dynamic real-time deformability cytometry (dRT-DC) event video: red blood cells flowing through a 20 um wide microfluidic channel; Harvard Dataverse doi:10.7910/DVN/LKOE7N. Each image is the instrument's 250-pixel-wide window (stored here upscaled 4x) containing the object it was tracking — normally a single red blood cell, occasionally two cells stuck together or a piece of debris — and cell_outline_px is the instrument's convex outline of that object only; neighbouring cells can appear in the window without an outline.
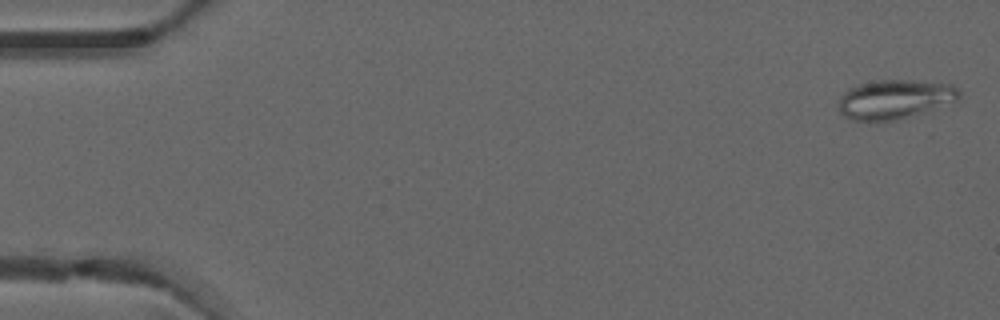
{"species": "common noctule bat (a hibernating species)", "species_latin": "Nyctalus noctula", "temperature_condition": "warm", "stored_images_in_passage": 8, "camera_frame_rate_fps": 3000, "um_per_image_px": 0.085, "animal": {"sex": "male", "forearm_length_mm": 52.5}, "frame": {"image": 1, "passage_image": 1, "time_ms": 0.0, "image_size_px": [1000, 320], "cell_outline_px": [[960, 96], [956, 104], [892, 120], [852, 120], [844, 116], [840, 112], [836, 104], [840, 96], [848, 88], [860, 84], [876, 80], [912, 80], [952, 84], [960, 92]], "centroid_in_image_um": [76.08, 8.43], "position_along_channel_um": 8.9, "area_um2": 27.86}}
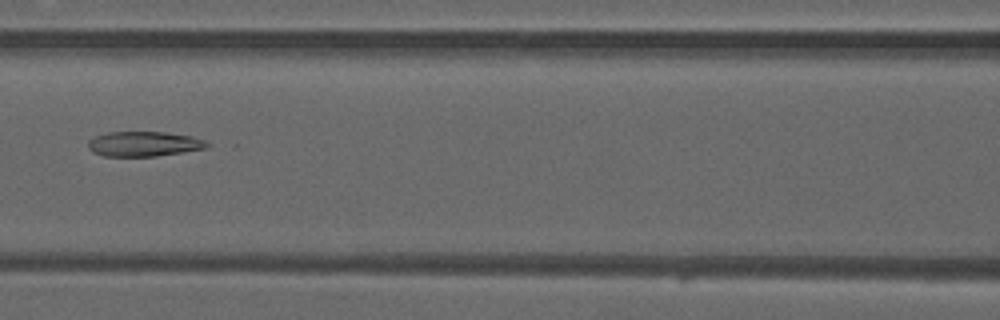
{"frame": {"image": 2, "passage_image": 7, "time_ms": 2.0, "image_size_px": [1000, 320], "cell_outline_px": [[208, 148], [156, 156], [104, 156], [92, 152], [88, 148], [88, 140], [96, 136], [108, 132], [164, 132], [192, 136], [204, 140], [208, 144]], "centroid_in_image_um": [12.21, 12.23], "position_along_channel_um": 154.4, "area_um2": 17.22}}
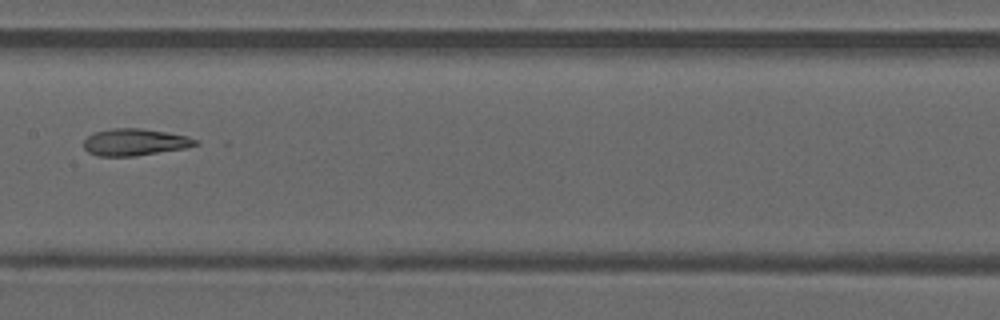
{"frame": {"image": 3, "passage_image": 8, "time_ms": 2.333, "image_size_px": [1000, 320], "cell_outline_px": [[200, 144], [184, 148], [136, 156], [96, 156], [88, 152], [84, 148], [84, 140], [88, 136], [96, 132], [112, 128], [140, 128], [188, 136], [200, 140]], "centroid_in_image_um": [11.47, 12.09], "position_along_channel_um": 195.9, "area_um2": 17.51}}